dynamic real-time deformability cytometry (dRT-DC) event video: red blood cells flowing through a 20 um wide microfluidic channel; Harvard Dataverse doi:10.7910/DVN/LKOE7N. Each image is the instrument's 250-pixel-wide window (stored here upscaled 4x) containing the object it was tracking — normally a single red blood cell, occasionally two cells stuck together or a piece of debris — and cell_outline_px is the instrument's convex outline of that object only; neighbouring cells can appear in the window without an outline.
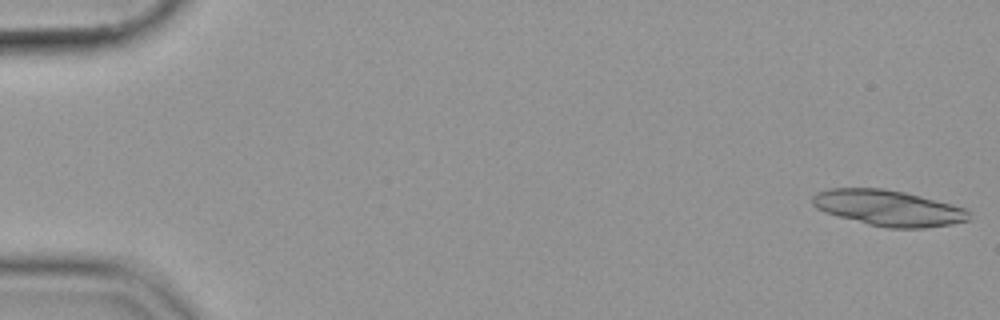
{"species": "common noctule bat (a hibernating species)", "species_latin": "Nyctalus noctula", "temperature_condition": "cold", "stored_images_in_passage": 53, "camera_frame_rate_fps": 3000, "um_per_image_px": 0.085, "animal": {"sex": "female", "body_mass_g": 19.9}, "frame": {"image": 1, "passage_image": 1, "time_ms": 0.0, "image_size_px": [1000, 320], "cell_outline_px": [[968, 220], [952, 224], [924, 228], [888, 228], [868, 224], [836, 216], [824, 212], [816, 208], [812, 204], [812, 196], [816, 192], [828, 188], [884, 188], [904, 192], [920, 196], [964, 208], [968, 212]], "centroid_in_image_um": [75.43, 17.68], "position_along_channel_um": 9.6, "area_um2": 32.54}}
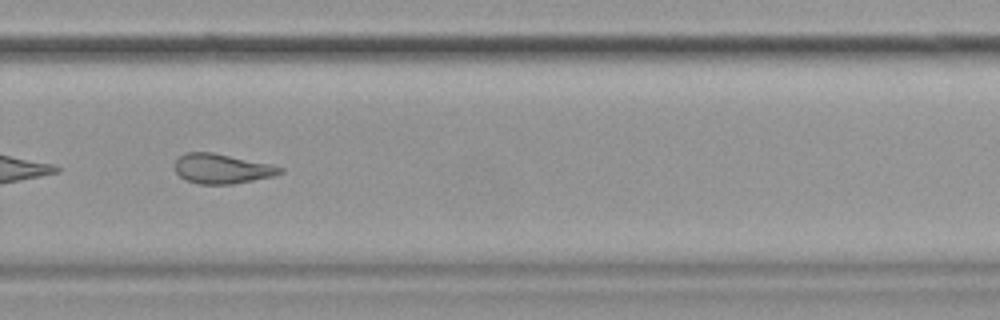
{"frame": {"image": 2, "passage_image": 38, "time_ms": 12.333, "image_size_px": [1000, 320], "cell_outline_px": [[284, 172], [272, 176], [232, 184], [200, 184], [188, 180], [180, 176], [176, 172], [176, 160], [184, 152], [212, 152], [268, 164], [284, 168]], "centroid_in_image_um": [18.85, 14.34], "position_along_channel_um": 311.0, "area_um2": 17.86}}
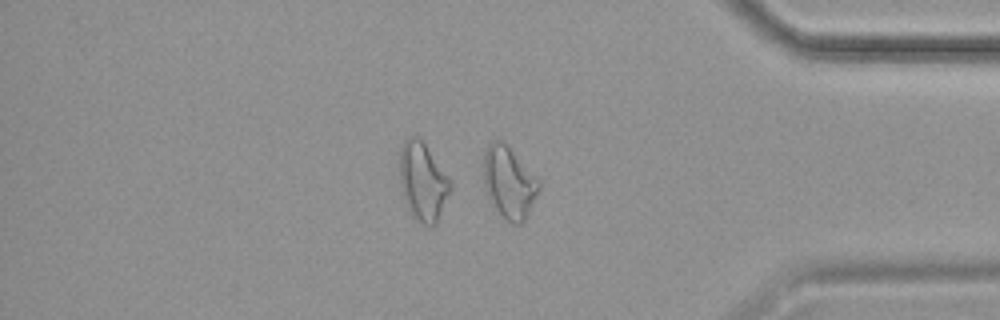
{"frame": {"image": 3, "passage_image": 46, "time_ms": 15.0, "image_size_px": [1000, 320], "cell_outline_px": [[540, 188], [524, 220], [520, 224], [512, 224], [488, 200], [484, 176], [484, 152], [488, 144], [492, 140], [500, 140], [540, 180]], "centroid_in_image_um": [43.26, 15.51], "position_along_channel_um": 391.9, "area_um2": 22.43}}